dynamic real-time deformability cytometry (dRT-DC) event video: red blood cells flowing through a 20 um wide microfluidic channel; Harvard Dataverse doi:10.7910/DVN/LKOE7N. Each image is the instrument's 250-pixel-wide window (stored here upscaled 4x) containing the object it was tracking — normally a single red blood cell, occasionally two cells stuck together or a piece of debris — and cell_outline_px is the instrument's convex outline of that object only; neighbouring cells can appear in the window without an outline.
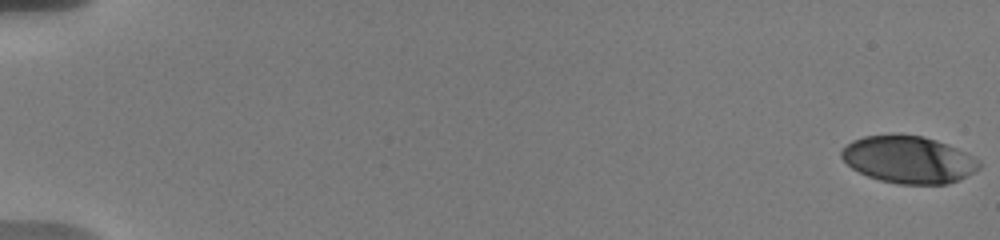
{"species": "human", "species_latin": "Homo sapiens", "temperature_condition": "warm", "stored_images_in_passage": 24, "camera_frame_rate_fps": 3000, "um_per_image_px": 0.085, "donor": {"sex": "male"}, "frame": {"image": 1, "passage_image": 1, "time_ms": 0.0, "image_size_px": [1000, 240], "cell_outline_px": [[980, 168], [948, 184], [896, 184], [880, 180], [868, 176], [852, 168], [840, 156], [840, 152], [852, 140], [864, 136], [892, 132], [920, 136], [936, 140], [964, 152], [976, 160], [980, 164]], "centroid_in_image_um": [77.15, 13.54], "position_along_channel_um": 7.8, "area_um2": 37.69}}